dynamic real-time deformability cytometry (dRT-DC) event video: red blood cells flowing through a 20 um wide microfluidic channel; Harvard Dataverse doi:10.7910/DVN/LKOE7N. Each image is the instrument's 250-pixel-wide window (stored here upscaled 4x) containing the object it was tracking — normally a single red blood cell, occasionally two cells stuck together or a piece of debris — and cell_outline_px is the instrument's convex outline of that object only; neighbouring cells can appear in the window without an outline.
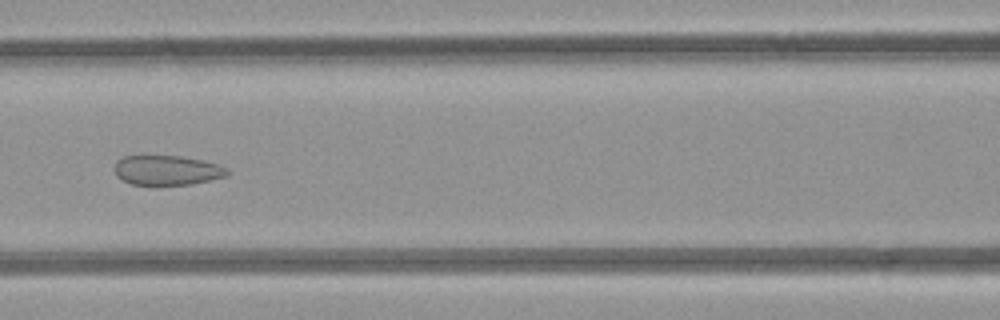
{"species": "common noctule bat (a hibernating species)", "species_latin": "Nyctalus noctula", "temperature_condition": "room temperature", "stored_images_in_passage": 5, "camera_frame_rate_fps": 3000, "um_per_image_px": 0.085, "animal": {"sex": "female", "body_mass_g": 21.9}, "frame": {"image": 1, "passage_image": 5, "time_ms": 4.333, "image_size_px": [1000, 320], "cell_outline_px": [[228, 176], [192, 184], [132, 184], [116, 176], [112, 168], [116, 160], [124, 156], [180, 156], [204, 160], [220, 164], [228, 168]], "centroid_in_image_um": [14.2, 14.45], "position_along_channel_um": 152.4, "area_um2": 19.65}}